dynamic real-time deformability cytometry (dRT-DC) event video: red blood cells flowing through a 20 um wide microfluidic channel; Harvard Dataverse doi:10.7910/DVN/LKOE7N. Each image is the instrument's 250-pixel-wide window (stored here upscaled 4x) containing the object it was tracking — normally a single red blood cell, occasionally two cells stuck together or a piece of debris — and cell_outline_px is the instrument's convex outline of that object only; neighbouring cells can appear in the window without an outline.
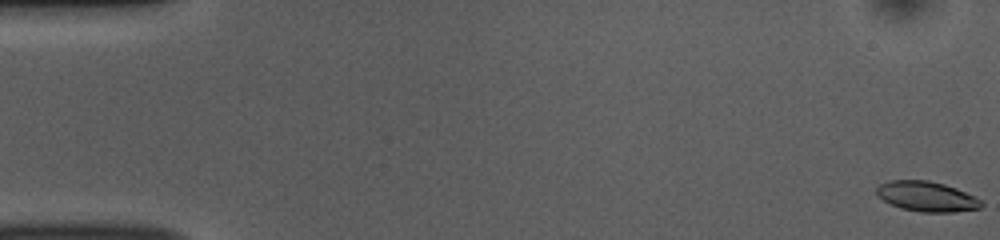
{"species": "common noctule bat (a hibernating species)", "species_latin": "Nyctalus noctula", "temperature_condition": "room temperature", "stored_images_in_passage": 54, "camera_frame_rate_fps": 3000, "um_per_image_px": 0.085, "animal": {"sex": "female", "body_mass_g": 10.0, "forearm_length_mm": 53.1}, "frame": {"image": 1, "passage_image": 1, "time_ms": 0.0, "image_size_px": [1000, 240], "cell_outline_px": [[984, 204], [980, 208], [952, 212], [920, 212], [900, 208], [876, 196], [876, 188], [880, 184], [888, 180], [928, 180], [944, 184], [956, 188], [980, 200]], "centroid_in_image_um": [78.73, 16.7], "position_along_channel_um": 6.3, "area_um2": 18.26}}
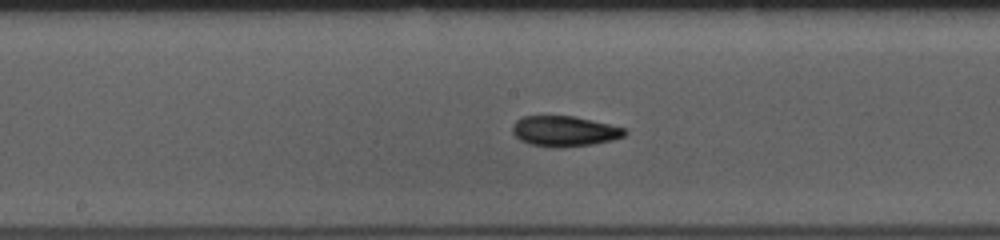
{"frame": {"image": 2, "passage_image": 28, "time_ms": 9.0, "image_size_px": [1000, 240], "cell_outline_px": [[628, 132], [624, 136], [612, 140], [592, 144], [560, 148], [552, 148], [528, 144], [520, 140], [512, 132], [512, 124], [516, 120], [524, 116], [576, 116], [624, 128]], "centroid_in_image_um": [47.95, 11.16], "position_along_channel_um": 200.3, "area_um2": 20.06}}
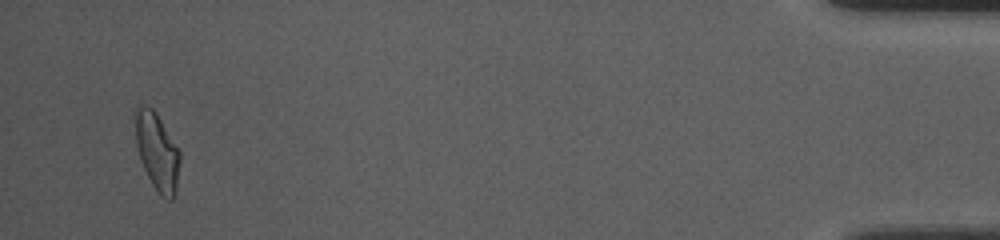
{"frame": {"image": 3, "passage_image": 52, "time_ms": 17.0, "image_size_px": [1000, 240], "cell_outline_px": [[180, 160], [176, 192], [172, 200], [168, 200], [160, 196], [152, 184], [140, 160], [136, 144], [132, 116], [136, 108], [140, 104], [144, 104], [152, 108], [156, 112], [180, 152]], "centroid_in_image_um": [13.32, 12.84], "position_along_channel_um": 421.9, "area_um2": 20.52}, "authors_computed_cell_mechanics": {"area_um2": 19.2763, "velocity_mm_per_s": 3.7599, "shape_relaxation_time_tau1_ms": 8.0587, "shape_relaxation_time_tau2_ms": 3.6054, "deformation_change_tau1": 0.197, "deformation_change_tau2": 0.0983}}